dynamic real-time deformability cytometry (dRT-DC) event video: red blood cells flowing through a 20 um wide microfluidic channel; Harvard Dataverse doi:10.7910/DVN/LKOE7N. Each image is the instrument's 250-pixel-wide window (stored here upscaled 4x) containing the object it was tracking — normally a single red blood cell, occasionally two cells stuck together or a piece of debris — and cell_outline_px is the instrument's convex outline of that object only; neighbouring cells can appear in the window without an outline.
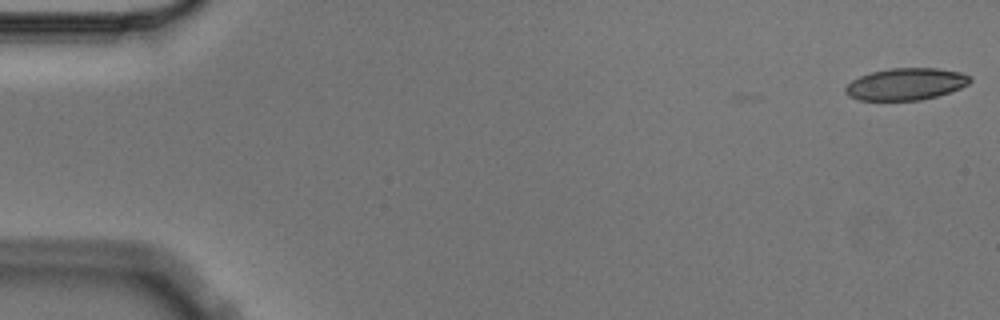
{"species": "Egyptian fruit bat (a non-hibernating species)", "species_latin": "Rousettus aegyptiacus", "temperature_condition": "cold", "stored_images_in_passage": 5, "camera_frame_rate_fps": 3000, "um_per_image_px": 0.085, "animal": {"sex": "male"}, "frame": {"image": 1, "passage_image": 1, "time_ms": 0.0, "image_size_px": [1000, 320], "cell_outline_px": [[972, 80], [968, 84], [960, 88], [936, 96], [920, 100], [856, 100], [848, 96], [844, 92], [844, 88], [852, 80], [860, 76], [872, 72], [892, 68], [936, 68], [960, 72], [972, 76]], "centroid_in_image_um": [76.99, 7.15], "position_along_channel_um": 8.0, "area_um2": 23.18}}
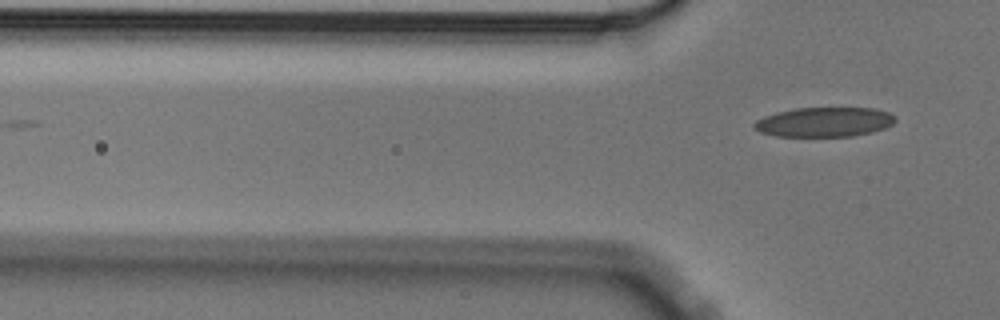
{"frame": {"image": 2, "passage_image": 5, "time_ms": 1.333, "image_size_px": [1000, 320], "cell_outline_px": [[896, 120], [892, 124], [884, 128], [872, 132], [852, 136], [776, 136], [760, 132], [752, 128], [752, 124], [756, 120], [764, 116], [776, 112], [796, 108], [876, 108], [888, 112], [896, 116]], "centroid_in_image_um": [70.05, 10.37], "position_along_channel_um": 55.7, "area_um2": 24.45}}